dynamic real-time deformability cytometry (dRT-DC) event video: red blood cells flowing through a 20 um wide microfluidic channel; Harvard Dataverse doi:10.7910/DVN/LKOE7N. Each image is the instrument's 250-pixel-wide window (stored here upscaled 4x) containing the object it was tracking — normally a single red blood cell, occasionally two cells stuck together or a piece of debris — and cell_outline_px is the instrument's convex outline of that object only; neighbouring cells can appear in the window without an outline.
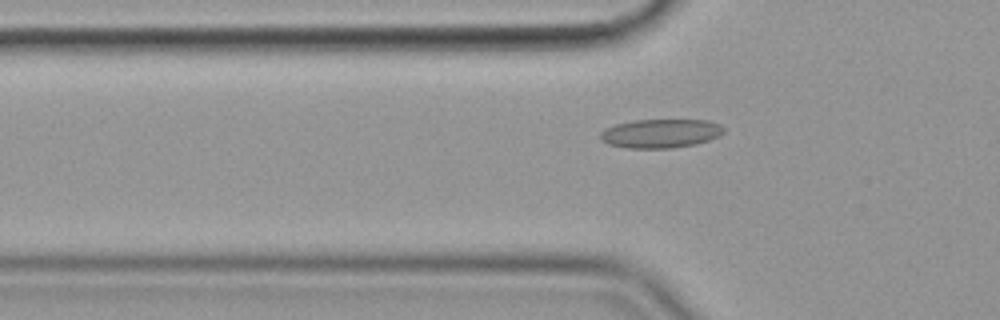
{"species": "common noctule bat (a hibernating species)", "species_latin": "Nyctalus noctula", "temperature_condition": "cold", "stored_images_in_passage": 48, "camera_frame_rate_fps": 3000, "um_per_image_px": 0.085, "animal": {"sex": "female", "body_mass_g": 19.9}, "frame": {"image": 1, "passage_image": 17, "time_ms": 5.333, "image_size_px": [1000, 320], "cell_outline_px": [[724, 132], [708, 140], [696, 144], [672, 148], [628, 148], [608, 144], [600, 140], [600, 132], [604, 128], [616, 124], [632, 120], [708, 120], [720, 124], [724, 128]], "centroid_in_image_um": [56.11, 11.34], "position_along_channel_um": 69.7, "area_um2": 20.81}}
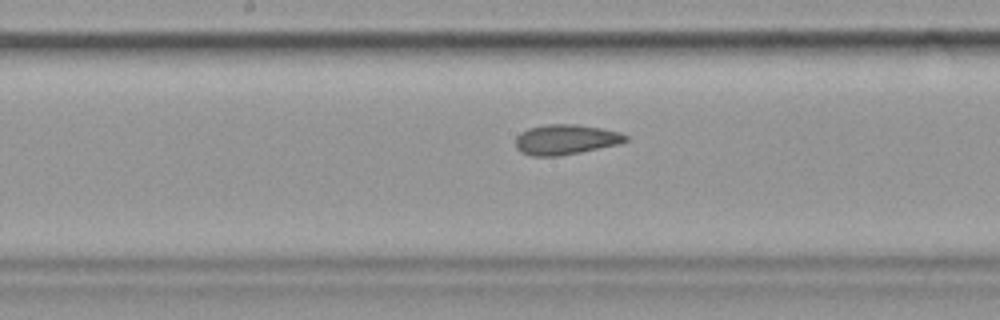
{"frame": {"image": 2, "passage_image": 28, "time_ms": 9.0, "image_size_px": [1000, 320], "cell_outline_px": [[628, 140], [616, 144], [580, 152], [556, 156], [532, 156], [520, 152], [516, 148], [516, 136], [520, 132], [528, 128], [548, 124], [576, 124], [600, 128], [620, 132], [628, 136]], "centroid_in_image_um": [48.04, 11.85], "position_along_channel_um": 200.2, "area_um2": 19.19}}
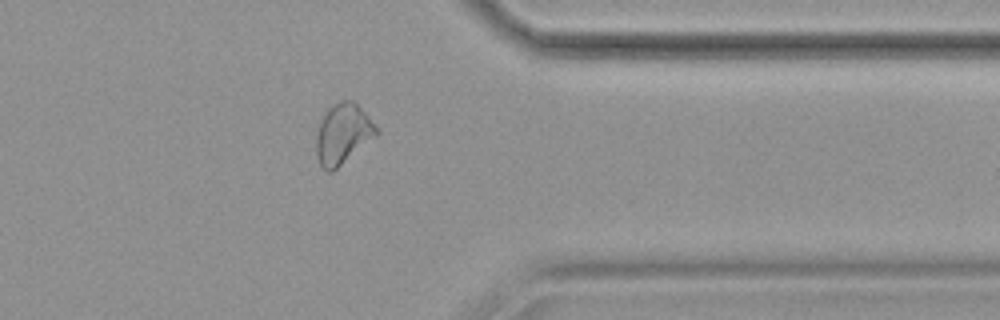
{"frame": {"image": 3, "passage_image": 44, "time_ms": 14.333, "image_size_px": [1000, 320], "cell_outline_px": [[380, 132], [376, 136], [332, 172], [328, 172], [320, 164], [316, 156], [316, 136], [324, 112], [332, 104], [340, 100], [352, 100], [368, 116]], "centroid_in_image_um": [29.13, 11.37], "position_along_channel_um": 382.3, "area_um2": 20.92}}